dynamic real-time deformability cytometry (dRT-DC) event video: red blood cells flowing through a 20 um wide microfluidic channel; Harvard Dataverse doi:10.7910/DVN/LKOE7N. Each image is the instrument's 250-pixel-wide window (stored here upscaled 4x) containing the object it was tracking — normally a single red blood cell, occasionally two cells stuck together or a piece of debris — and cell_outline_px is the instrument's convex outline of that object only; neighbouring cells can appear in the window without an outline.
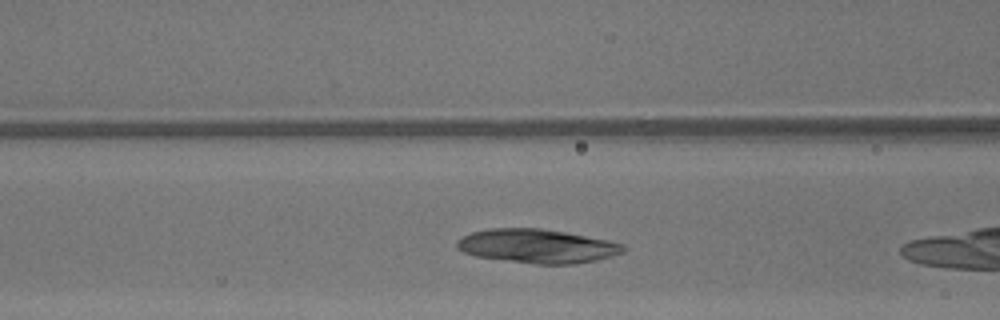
{"species": "common noctule bat (a hibernating species)", "species_latin": "Nyctalus noctula", "temperature_condition": "warm", "stored_images_in_passage": 8, "camera_frame_rate_fps": 3000, "um_per_image_px": 0.085, "animal": {"sex": "male", "body_mass_g": 13.3}, "frame": {"image": 1, "passage_image": 6, "time_ms": 1.667, "image_size_px": [1000, 320], "cell_outline_px": [[628, 248], [624, 252], [612, 256], [596, 260], [576, 264], [536, 264], [476, 256], [464, 252], [456, 248], [456, 244], [464, 236], [472, 232], [488, 228], [540, 228], [564, 232], [608, 240], [624, 244]], "centroid_in_image_um": [45.7, 20.92], "position_along_channel_um": 120.9, "area_um2": 32.77}}